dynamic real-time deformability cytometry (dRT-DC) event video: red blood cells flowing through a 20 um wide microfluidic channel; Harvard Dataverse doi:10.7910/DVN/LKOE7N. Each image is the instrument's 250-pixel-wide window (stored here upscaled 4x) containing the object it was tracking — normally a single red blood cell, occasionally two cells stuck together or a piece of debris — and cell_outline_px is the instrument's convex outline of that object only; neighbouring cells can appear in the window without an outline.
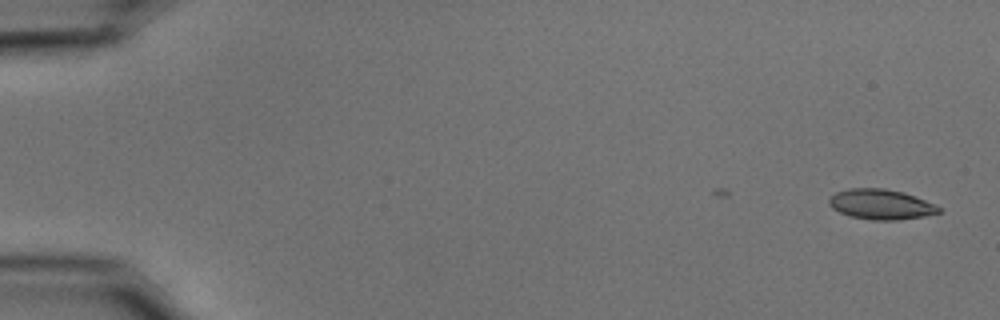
{"species": "common noctule bat (a hibernating species)", "species_latin": "Nyctalus noctula", "temperature_condition": "cold", "stored_images_in_passage": 50, "camera_frame_rate_fps": 3000, "um_per_image_px": 0.085, "animal": {"sex": "male", "body_mass_g": 15.6}, "frame": {"image": 1, "passage_image": 1, "time_ms": 0.0, "image_size_px": [1000, 320], "cell_outline_px": [[940, 212], [924, 216], [896, 220], [872, 220], [848, 216], [832, 208], [828, 204], [828, 200], [836, 192], [848, 188], [884, 188], [904, 192], [924, 200], [940, 208]], "centroid_in_image_um": [74.82, 17.37], "position_along_channel_um": 10.2, "area_um2": 19.19}}
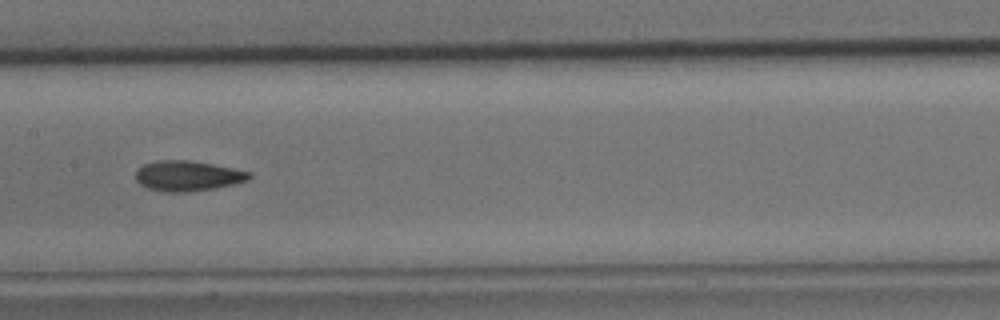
{"frame": {"image": 2, "passage_image": 27, "time_ms": 8.667, "image_size_px": [1000, 320], "cell_outline_px": [[252, 176], [248, 180], [236, 184], [188, 192], [164, 192], [148, 188], [140, 184], [136, 180], [136, 168], [144, 164], [156, 160], [188, 160], [212, 164], [252, 172]], "centroid_in_image_um": [15.94, 14.95], "position_along_channel_um": 191.5, "area_um2": 20.11}}
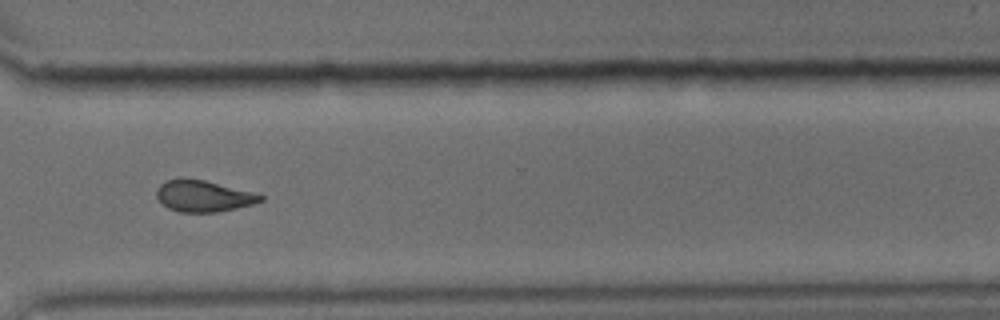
{"frame": {"image": 3, "passage_image": 40, "time_ms": 13.0, "image_size_px": [1000, 320], "cell_outline_px": [[264, 200], [252, 204], [236, 208], [216, 212], [180, 212], [168, 208], [156, 196], [156, 188], [160, 184], [168, 180], [180, 176], [184, 176], [204, 180], [256, 192], [264, 196]], "centroid_in_image_um": [17.29, 16.63], "position_along_channel_um": 353.3, "area_um2": 19.31}, "authors_computed_cell_mechanics": {"area_um2": 19.4497, "velocity_mm_per_s": 3.7434, "shape_relaxation_time_tau1_ms": 7.5574, "shape_relaxation_time_tau2_ms": 2.8738, "deformation_change_tau1": 0.1547, "deformation_change_tau2": 0.0812}}